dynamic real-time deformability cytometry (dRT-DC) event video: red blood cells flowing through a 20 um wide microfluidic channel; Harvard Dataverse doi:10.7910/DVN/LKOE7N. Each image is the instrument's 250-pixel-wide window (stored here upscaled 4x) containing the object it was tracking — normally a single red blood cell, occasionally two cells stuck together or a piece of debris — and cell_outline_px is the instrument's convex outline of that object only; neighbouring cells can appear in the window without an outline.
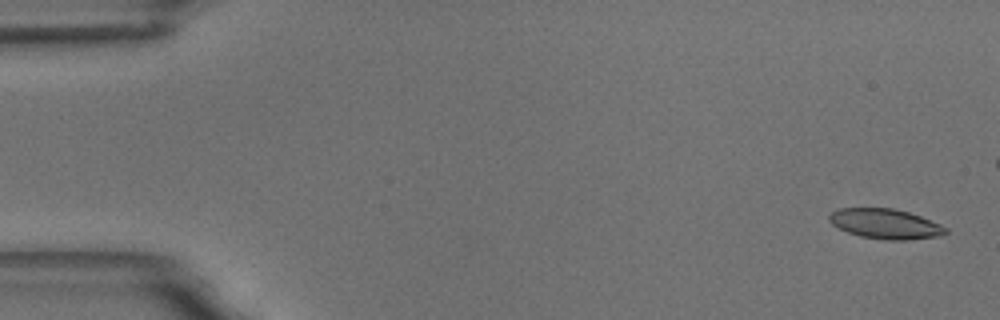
{"species": "common noctule bat (a hibernating species)", "species_latin": "Nyctalus noctula", "temperature_condition": "room temperature", "stored_images_in_passage": 52, "camera_frame_rate_fps": 3000, "um_per_image_px": 0.085, "animal": {"sex": "male", "body_mass_g": 18.8}, "frame": {"image": 1, "passage_image": 2, "time_ms": 0.333, "image_size_px": [1000, 320], "cell_outline_px": [[948, 232], [940, 236], [908, 240], [884, 240], [860, 236], [848, 232], [832, 224], [828, 220], [828, 216], [832, 212], [840, 208], [892, 208], [908, 212], [920, 216], [940, 224], [948, 228]], "centroid_in_image_um": [75.27, 19.03], "position_along_channel_um": 9.7, "area_um2": 20.35}}
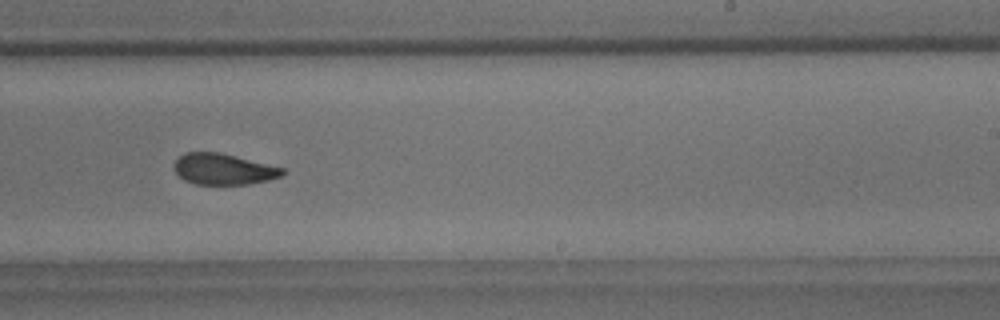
{"frame": {"image": 2, "passage_image": 36, "time_ms": 11.667, "image_size_px": [1000, 320], "cell_outline_px": [[288, 172], [284, 176], [268, 180], [248, 184], [196, 184], [184, 180], [172, 168], [172, 164], [184, 152], [220, 152], [284, 168]], "centroid_in_image_um": [19.01, 14.37], "position_along_channel_um": 270.0, "area_um2": 19.77}}
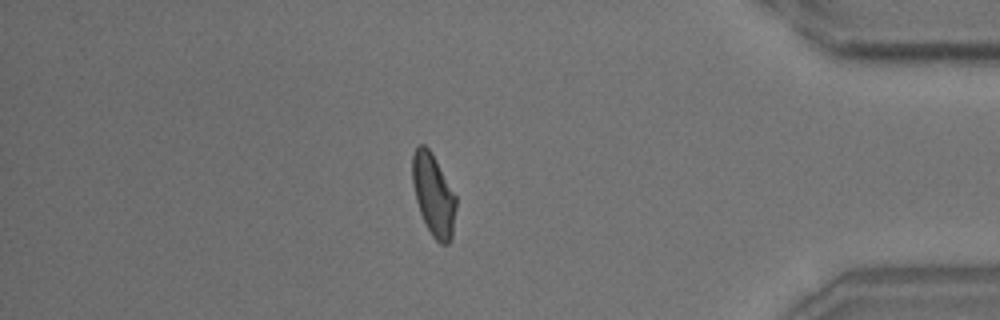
{"frame": {"image": 3, "passage_image": 50, "time_ms": 16.333, "image_size_px": [1000, 320], "cell_outline_px": [[456, 208], [452, 240], [448, 244], [440, 244], [432, 236], [420, 212], [416, 200], [412, 184], [412, 156], [416, 148], [420, 144], [424, 144], [428, 148], [456, 196]], "centroid_in_image_um": [36.84, 16.61], "position_along_channel_um": 398.4, "area_um2": 20.58}, "authors_computed_cell_mechanics": {"area_um2": 21.0681, "velocity_mm_per_s": 3.4843, "shape_relaxation_time_tau1_ms": 5.6024, "shape_relaxation_time_tau2_ms": 2.6844, "deformation_change_tau1": 0.1551, "deformation_change_tau2": 0.0754}}